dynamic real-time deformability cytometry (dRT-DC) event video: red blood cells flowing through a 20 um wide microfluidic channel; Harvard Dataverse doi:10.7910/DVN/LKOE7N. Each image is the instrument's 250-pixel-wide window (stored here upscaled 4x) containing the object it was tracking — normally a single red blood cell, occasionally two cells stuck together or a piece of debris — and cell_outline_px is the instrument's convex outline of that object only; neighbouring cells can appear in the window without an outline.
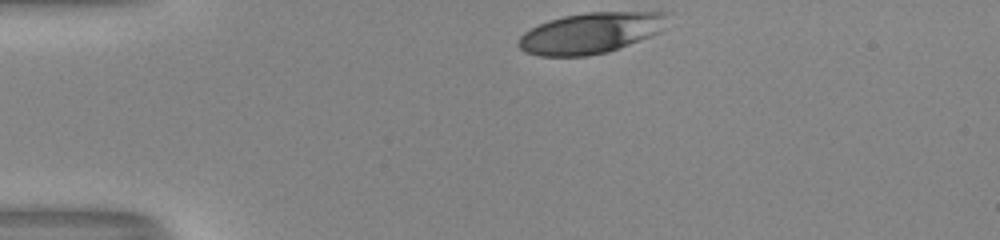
{"species": "human", "species_latin": "Homo sapiens", "temperature_condition": "room temperature", "stored_images_in_passage": 32, "camera_frame_rate_fps": 3000, "um_per_image_px": 0.085, "donor": {"sex": "male"}, "frame": {"image": 1, "passage_image": 1, "time_ms": 0.0, "image_size_px": [1000, 240], "cell_outline_px": [[672, 12], [668, 28], [660, 32], [608, 52], [588, 56], [540, 56], [524, 52], [516, 44], [520, 36], [524, 32], [548, 20], [564, 16], [588, 12]], "centroid_in_image_um": [50.27, 2.8], "position_along_channel_um": 34.7, "area_um2": 35.89}}
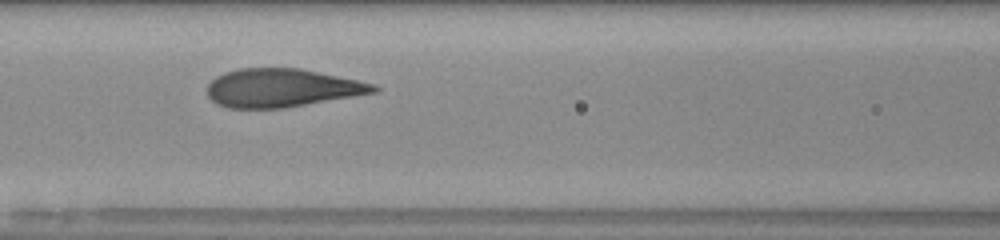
{"frame": {"image": 2, "passage_image": 13, "time_ms": 4.0, "image_size_px": [1000, 240], "cell_outline_px": [[380, 88], [376, 92], [284, 108], [228, 108], [216, 104], [208, 96], [208, 84], [216, 76], [224, 72], [240, 68], [300, 68], [376, 84]], "centroid_in_image_um": [23.93, 7.47], "position_along_channel_um": 142.7, "area_um2": 37.05}}
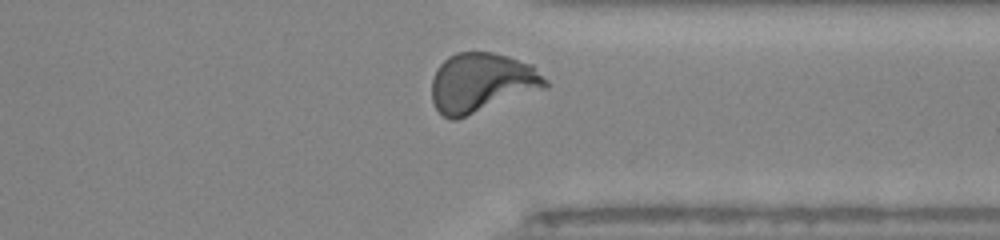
{"frame": {"image": 3, "passage_image": 30, "time_ms": 9.667, "image_size_px": [1000, 240], "cell_outline_px": [[548, 88], [456, 120], [448, 120], [436, 108], [432, 100], [432, 80], [436, 68], [448, 56], [456, 52], [492, 52], [508, 56], [532, 64], [548, 80]], "centroid_in_image_um": [40.96, 7.03], "position_along_channel_um": 370.4, "area_um2": 39.82}, "authors_computed_cell_mechanics": {"area_um2": 37.281, "velocity_mm_per_s": 4.035, "shape_relaxation_time_tau1_ms": 3.9984, "shape_relaxation_time_tau2_ms": null, "deformation_change_tau1": 0.1823, "deformation_change_tau2": null}}